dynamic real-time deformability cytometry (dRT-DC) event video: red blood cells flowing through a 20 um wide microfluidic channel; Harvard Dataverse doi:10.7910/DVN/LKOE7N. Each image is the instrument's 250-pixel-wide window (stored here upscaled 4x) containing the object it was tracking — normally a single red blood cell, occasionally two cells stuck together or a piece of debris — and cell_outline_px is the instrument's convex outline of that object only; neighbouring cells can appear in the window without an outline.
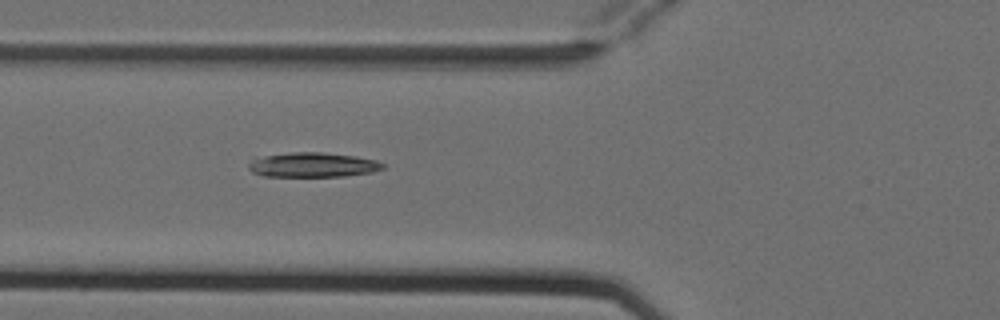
{"species": "Egyptian fruit bat (a non-hibernating species)", "species_latin": "Rousettus aegyptiacus", "temperature_condition": "cold", "stored_images_in_passage": 2, "camera_frame_rate_fps": 3000, "um_per_image_px": 0.085, "animal": {"sex": "female"}, "frame": {"image": 1, "passage_image": 2, "time_ms": 0.333, "image_size_px": [1000, 320], "cell_outline_px": [[384, 168], [372, 172], [344, 176], [264, 176], [252, 172], [248, 168], [248, 164], [252, 160], [264, 156], [292, 152], [320, 152], [356, 156], [376, 160], [384, 164]], "centroid_in_image_um": [26.6, 14.01], "position_along_channel_um": 99.2, "area_um2": 19.13}}